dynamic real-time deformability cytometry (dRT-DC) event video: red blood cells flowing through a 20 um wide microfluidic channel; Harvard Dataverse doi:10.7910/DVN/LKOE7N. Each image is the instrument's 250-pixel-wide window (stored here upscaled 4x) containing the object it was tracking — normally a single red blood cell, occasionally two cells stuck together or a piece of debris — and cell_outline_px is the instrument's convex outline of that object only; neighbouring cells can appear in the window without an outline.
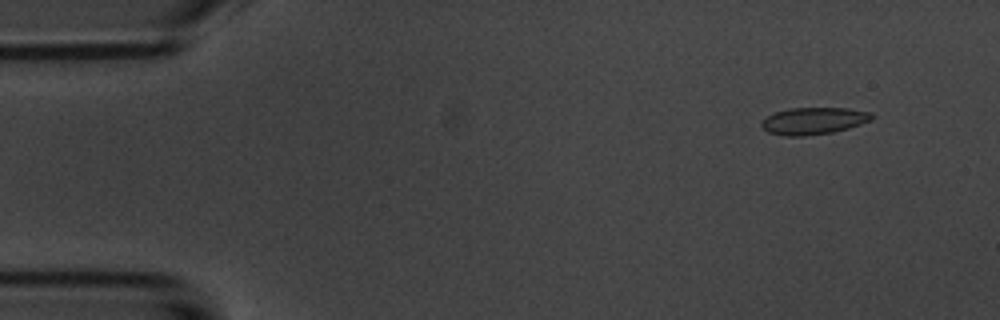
{"species": "common noctule bat (a hibernating species)", "species_latin": "Nyctalus noctula", "temperature_condition": "room temperature", "stored_images_in_passage": 5, "camera_frame_rate_fps": 3000, "um_per_image_px": 0.085, "animal": {"sex": "male", "body_mass_g": 20.1, "forearm_length_mm": 53.5}, "frame": {"image": 1, "passage_image": 2, "time_ms": 1.0, "image_size_px": [1000, 320], "cell_outline_px": [[876, 116], [872, 120], [848, 128], [832, 132], [804, 136], [784, 136], [768, 132], [760, 124], [768, 116], [776, 112], [792, 108], [848, 108], [872, 112]], "centroid_in_image_um": [69.21, 10.27], "position_along_channel_um": 15.8, "area_um2": 17.28}}
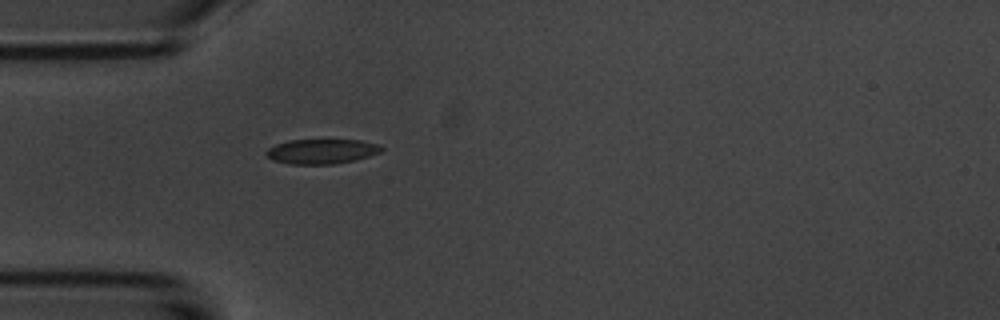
{"frame": {"image": 2, "passage_image": 5, "time_ms": 4.667, "image_size_px": [1000, 320], "cell_outline_px": [[384, 148], [380, 152], [356, 160], [332, 164], [288, 164], [272, 160], [264, 152], [268, 148], [276, 144], [288, 140], [360, 140], [376, 144]], "centroid_in_image_um": [27.3, 12.87], "position_along_channel_um": 57.7, "area_um2": 16.59}}